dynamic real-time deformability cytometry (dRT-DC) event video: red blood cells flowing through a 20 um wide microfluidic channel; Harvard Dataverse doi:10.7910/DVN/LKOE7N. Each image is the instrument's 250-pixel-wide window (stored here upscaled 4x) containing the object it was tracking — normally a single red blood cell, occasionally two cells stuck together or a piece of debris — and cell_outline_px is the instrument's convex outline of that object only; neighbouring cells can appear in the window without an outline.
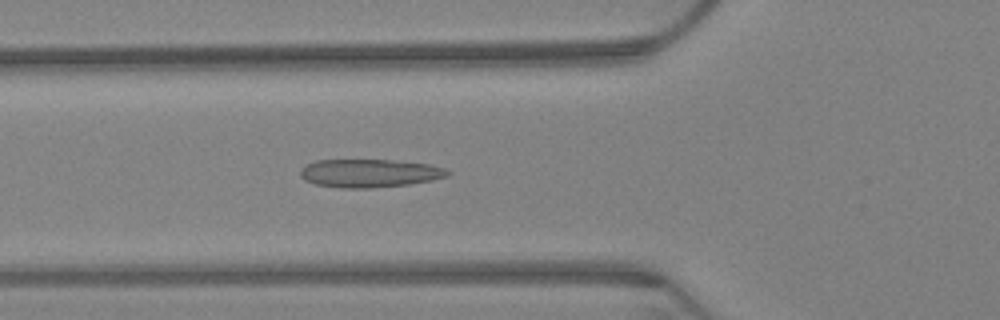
{"species": "Egyptian fruit bat (a non-hibernating species)", "species_latin": "Rousettus aegyptiacus", "temperature_condition": "warm", "stored_images_in_passage": 64, "camera_frame_rate_fps": 3000, "um_per_image_px": 0.085, "animal": {"sex": "female"}, "frame": {"image": 1, "passage_image": 23, "time_ms": 7.333, "image_size_px": [1000, 320], "cell_outline_px": [[448, 176], [432, 180], [408, 184], [372, 188], [340, 188], [316, 184], [304, 180], [300, 176], [300, 168], [304, 164], [316, 160], [388, 160], [428, 164], [444, 168], [448, 172]], "centroid_in_image_um": [31.33, 14.72], "position_along_channel_um": 94.5, "area_um2": 24.16}}
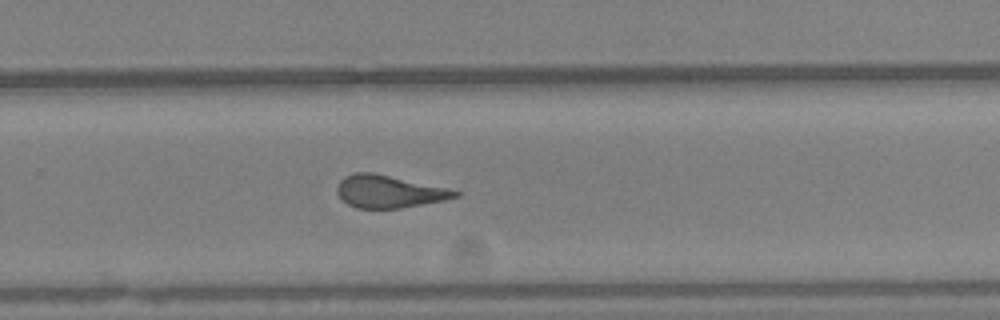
{"frame": {"image": 2, "passage_image": 42, "time_ms": 13.667, "image_size_px": [1000, 320], "cell_outline_px": [[460, 196], [444, 200], [400, 208], [356, 208], [348, 204], [336, 192], [336, 188], [340, 180], [344, 176], [356, 172], [372, 172], [448, 188], [460, 192]], "centroid_in_image_um": [33.05, 16.27], "position_along_channel_um": 296.8, "area_um2": 22.2}}
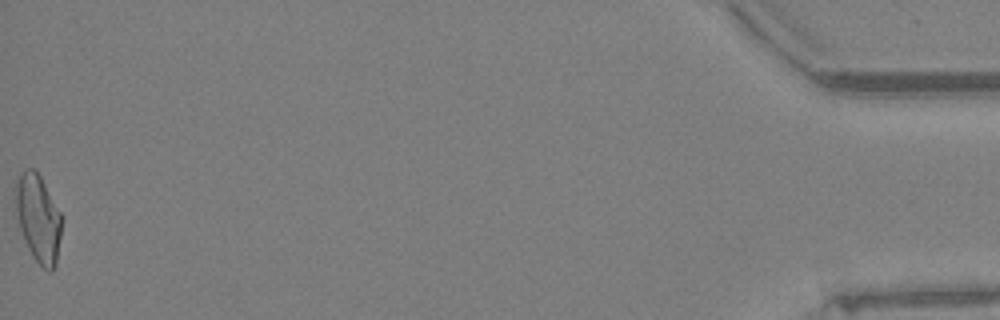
{"frame": {"image": 3, "passage_image": 64, "time_ms": 21.0, "image_size_px": [1000, 320], "cell_outline_px": [[60, 236], [56, 264], [52, 272], [48, 272], [32, 256], [24, 240], [20, 228], [16, 212], [16, 176], [24, 168], [36, 168], [60, 212]], "centroid_in_image_um": [3.23, 18.52], "position_along_channel_um": 432.0, "area_um2": 23.35}, "authors_computed_cell_mechanics": {"area_um2": 23.1778, "velocity_mm_per_s": 3.202, "shape_relaxation_time_tau1_ms": null, "shape_relaxation_time_tau2_ms": 2.2046, "deformation_change_tau1": null, "deformation_change_tau2": 0.1115}}